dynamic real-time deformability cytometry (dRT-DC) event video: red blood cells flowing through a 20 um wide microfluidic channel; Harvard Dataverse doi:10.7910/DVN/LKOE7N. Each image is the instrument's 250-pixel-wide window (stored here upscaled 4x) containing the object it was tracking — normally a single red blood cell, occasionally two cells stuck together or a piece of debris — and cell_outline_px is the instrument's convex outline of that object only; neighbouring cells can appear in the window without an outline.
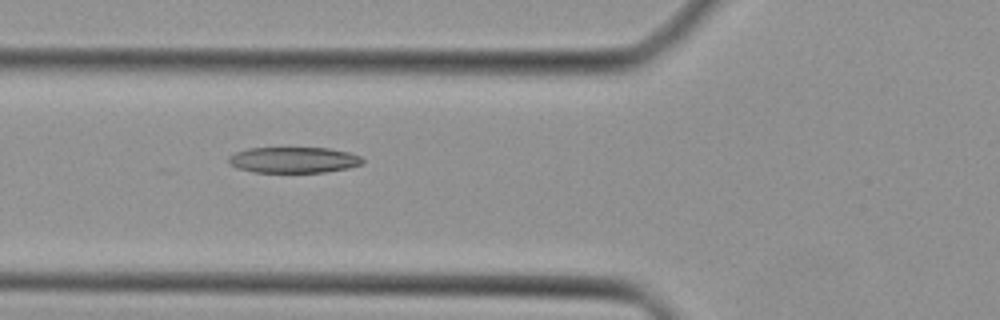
{"species": "Egyptian fruit bat (a non-hibernating species)", "species_latin": "Rousettus aegyptiacus", "temperature_condition": "cold", "stored_images_in_passage": 45, "camera_frame_rate_fps": 3000, "um_per_image_px": 0.085, "animal": {"sex": "female"}, "frame": {"image": 1, "passage_image": 17, "time_ms": 5.333, "image_size_px": [1000, 320], "cell_outline_px": [[364, 164], [348, 168], [324, 172], [252, 172], [236, 168], [228, 164], [228, 156], [236, 152], [248, 148], [328, 148], [348, 152], [360, 156], [364, 160]], "centroid_in_image_um": [24.94, 13.6], "position_along_channel_um": 100.9, "area_um2": 20.35}}
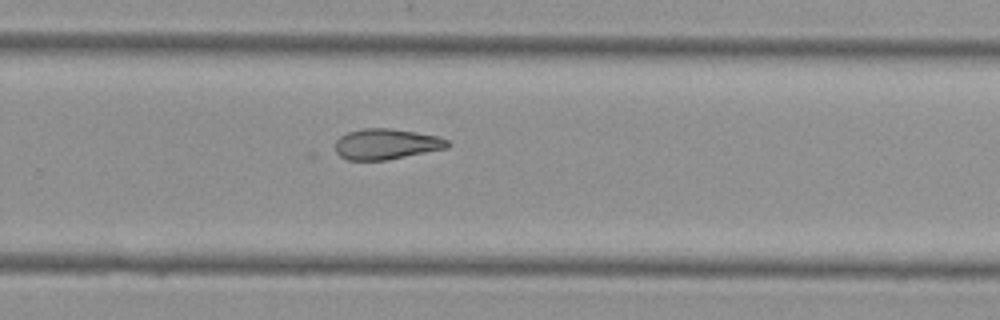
{"frame": {"image": 2, "passage_image": 30, "time_ms": 9.667, "image_size_px": [1000, 320], "cell_outline_px": [[452, 144], [448, 148], [388, 160], [348, 160], [340, 156], [336, 152], [336, 140], [340, 136], [348, 132], [360, 128], [392, 128], [440, 136], [448, 140]], "centroid_in_image_um": [32.87, 12.24], "position_along_channel_um": 296.9, "area_um2": 20.35}}
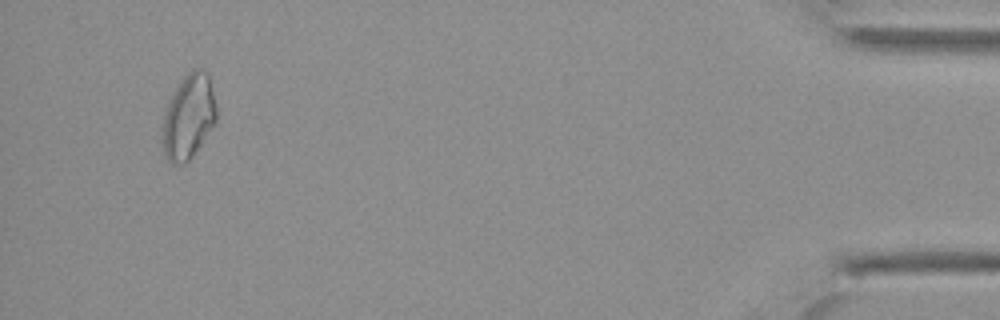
{"frame": {"image": 3, "passage_image": 43, "time_ms": 14.0, "image_size_px": [1000, 320], "cell_outline_px": [[216, 120], [192, 156], [184, 164], [172, 164], [168, 160], [164, 152], [164, 116], [168, 100], [184, 76], [192, 68], [204, 68], [208, 72], [216, 108]], "centroid_in_image_um": [16.04, 9.87], "position_along_channel_um": 419.2, "area_um2": 26.01}}